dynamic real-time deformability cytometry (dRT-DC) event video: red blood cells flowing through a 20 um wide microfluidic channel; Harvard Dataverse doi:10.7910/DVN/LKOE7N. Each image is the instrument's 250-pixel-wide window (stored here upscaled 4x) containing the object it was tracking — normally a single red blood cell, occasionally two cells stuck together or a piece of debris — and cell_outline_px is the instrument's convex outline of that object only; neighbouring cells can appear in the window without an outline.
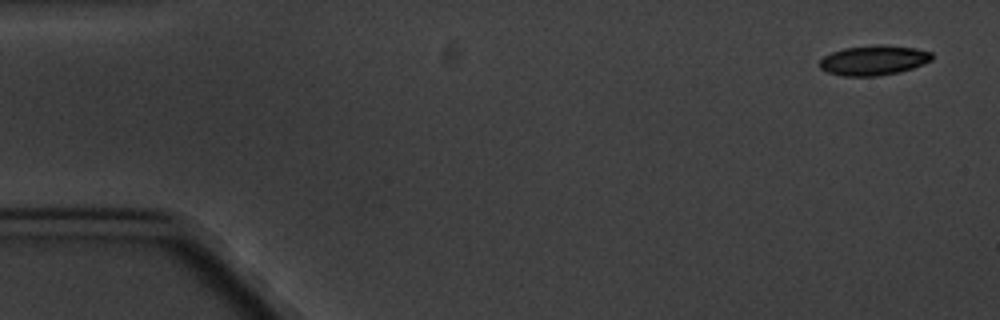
{"species": "common noctule bat (a hibernating species)", "species_latin": "Nyctalus noctula", "temperature_condition": "cold", "stored_images_in_passage": 4, "camera_frame_rate_fps": 3000, "um_per_image_px": 0.085, "animal": {"sex": "male", "body_mass_g": 20.1, "forearm_length_mm": 53.5}, "frame": {"image": 1, "passage_image": 1, "time_ms": 0.0, "image_size_px": [1000, 320], "cell_outline_px": [[932, 60], [924, 64], [900, 72], [880, 76], [844, 76], [828, 72], [820, 68], [820, 60], [824, 56], [832, 52], [844, 48], [916, 48], [932, 52]], "centroid_in_image_um": [74.26, 5.19], "position_along_channel_um": 10.7, "area_um2": 18.55}}
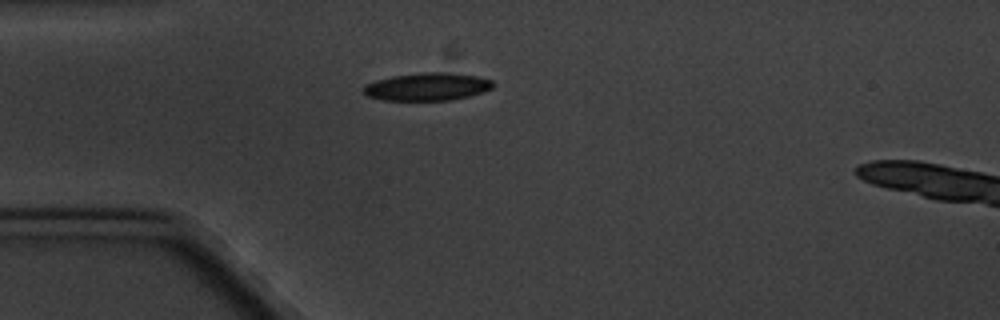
{"frame": {"image": 2, "passage_image": 4, "time_ms": 4.333, "image_size_px": [1000, 320], "cell_outline_px": [[496, 84], [492, 88], [468, 96], [448, 100], [384, 100], [368, 96], [360, 92], [364, 84], [376, 80], [392, 76], [424, 72], [444, 72], [476, 76], [492, 80]], "centroid_in_image_um": [36.27, 7.36], "position_along_channel_um": 48.7, "area_um2": 20.92}}